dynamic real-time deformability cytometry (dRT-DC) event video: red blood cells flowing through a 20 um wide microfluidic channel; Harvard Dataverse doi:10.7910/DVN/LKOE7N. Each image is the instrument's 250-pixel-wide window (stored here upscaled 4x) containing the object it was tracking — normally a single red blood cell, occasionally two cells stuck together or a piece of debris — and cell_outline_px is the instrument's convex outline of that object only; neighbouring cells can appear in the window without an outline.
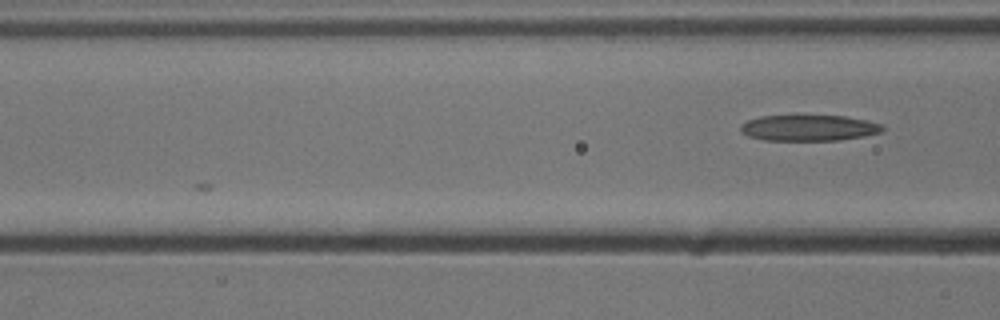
{"species": "common noctule bat (a hibernating species)", "species_latin": "Nyctalus noctula", "temperature_condition": "cold", "stored_images_in_passage": 4, "camera_frame_rate_fps": 3000, "um_per_image_px": 0.085, "animal": {"sex": "male", "body_mass_g": 13.3}, "frame": {"image": 1, "passage_image": 4, "time_ms": 1.0, "image_size_px": [1000, 320], "cell_outline_px": [[884, 128], [880, 132], [864, 136], [840, 140], [764, 140], [748, 136], [740, 132], [740, 124], [748, 120], [760, 116], [844, 116], [868, 120], [884, 124]], "centroid_in_image_um": [68.75, 10.87], "position_along_channel_um": 97.8, "area_um2": 21.5}}